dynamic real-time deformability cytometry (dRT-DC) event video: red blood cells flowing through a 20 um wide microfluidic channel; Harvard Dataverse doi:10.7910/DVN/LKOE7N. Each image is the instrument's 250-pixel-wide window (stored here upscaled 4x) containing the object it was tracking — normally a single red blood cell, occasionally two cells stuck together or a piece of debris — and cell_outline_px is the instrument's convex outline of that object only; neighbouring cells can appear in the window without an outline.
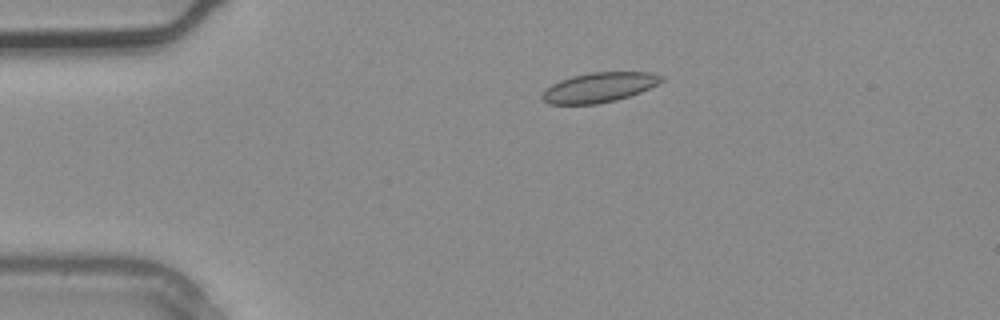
{"species": "common noctule bat (a hibernating species)", "species_latin": "Nyctalus noctula", "temperature_condition": "warm", "stored_images_in_passage": 3, "camera_frame_rate_fps": 3000, "um_per_image_px": 0.085, "animal": {"sex": "male", "body_mass_g": 20.4}, "frame": {"image": 1, "passage_image": 2, "time_ms": 0.333, "image_size_px": [1000, 320], "cell_outline_px": [[664, 80], [640, 92], [616, 100], [596, 104], [548, 104], [540, 96], [552, 84], [560, 80], [572, 76], [592, 72], [652, 72], [664, 76]], "centroid_in_image_um": [50.94, 7.42], "position_along_channel_um": 34.1, "area_um2": 20.52}}
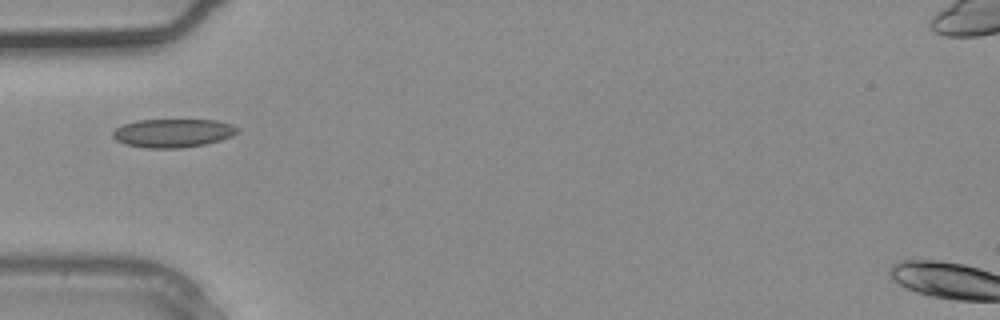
{"frame": {"image": 2, "passage_image": 3, "time_ms": 0.667, "image_size_px": [1000, 320], "cell_outline_px": [[240, 132], [232, 136], [220, 140], [204, 144], [184, 148], [148, 148], [124, 144], [116, 140], [112, 136], [112, 132], [116, 128], [124, 124], [136, 120], [216, 120], [232, 124], [240, 128]], "centroid_in_image_um": [14.72, 11.31], "position_along_channel_um": 70.3, "area_um2": 20.87}}